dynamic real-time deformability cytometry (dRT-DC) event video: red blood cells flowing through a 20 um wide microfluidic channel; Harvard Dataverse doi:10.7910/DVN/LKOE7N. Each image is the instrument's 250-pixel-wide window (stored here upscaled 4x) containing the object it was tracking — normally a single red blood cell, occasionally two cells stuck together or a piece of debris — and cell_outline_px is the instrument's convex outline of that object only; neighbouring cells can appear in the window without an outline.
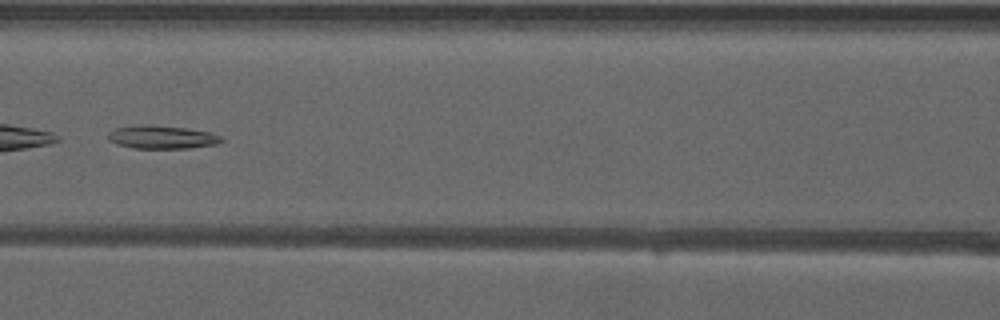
{"species": "common noctule bat (a hibernating species)", "species_latin": "Nyctalus noctula", "temperature_condition": "warm", "stored_images_in_passage": 39, "camera_frame_rate_fps": 3000, "um_per_image_px": 0.085, "animal": {"sex": "male", "forearm_length_mm": 52.5}, "frame": {"image": 1, "passage_image": 12, "time_ms": 3.667, "image_size_px": [1000, 320], "cell_outline_px": [[224, 140], [216, 144], [192, 148], [132, 148], [116, 144], [108, 140], [108, 132], [116, 128], [140, 124], [152, 124], [184, 128], [208, 132], [220, 136]], "centroid_in_image_um": [13.72, 11.65], "position_along_channel_um": 152.9, "area_um2": 15.37}, "authors_computed_cell_mechanics": {"area_um2": 15.4326, "velocity_mm_per_s": 3.9516, "shape_relaxation_time_tau1_ms": null, "shape_relaxation_time_tau2_ms": 3.167, "deformation_change_tau1": null, "deformation_change_tau2": 0.1331}}